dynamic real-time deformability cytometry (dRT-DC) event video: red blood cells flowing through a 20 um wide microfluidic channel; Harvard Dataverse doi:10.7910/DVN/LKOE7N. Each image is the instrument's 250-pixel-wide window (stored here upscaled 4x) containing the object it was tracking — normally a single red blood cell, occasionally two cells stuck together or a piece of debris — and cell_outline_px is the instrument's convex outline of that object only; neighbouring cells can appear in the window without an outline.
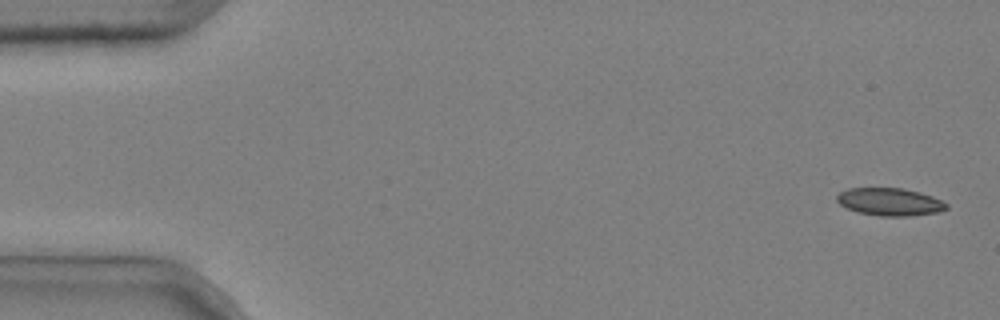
{"species": "common noctule bat (a hibernating species)", "species_latin": "Nyctalus noctula", "temperature_condition": "cold", "stored_images_in_passage": 4, "camera_frame_rate_fps": 3000, "um_per_image_px": 0.085, "animal": {"sex": "male", "body_mass_g": 20.4}, "frame": {"image": 1, "passage_image": 1, "time_ms": 0.0, "image_size_px": [1000, 320], "cell_outline_px": [[948, 208], [936, 212], [908, 216], [880, 216], [856, 212], [840, 204], [836, 200], [836, 196], [840, 192], [848, 188], [904, 188], [920, 192], [932, 196], [948, 204]], "centroid_in_image_um": [75.61, 17.15], "position_along_channel_um": 9.4, "area_um2": 17.63}}